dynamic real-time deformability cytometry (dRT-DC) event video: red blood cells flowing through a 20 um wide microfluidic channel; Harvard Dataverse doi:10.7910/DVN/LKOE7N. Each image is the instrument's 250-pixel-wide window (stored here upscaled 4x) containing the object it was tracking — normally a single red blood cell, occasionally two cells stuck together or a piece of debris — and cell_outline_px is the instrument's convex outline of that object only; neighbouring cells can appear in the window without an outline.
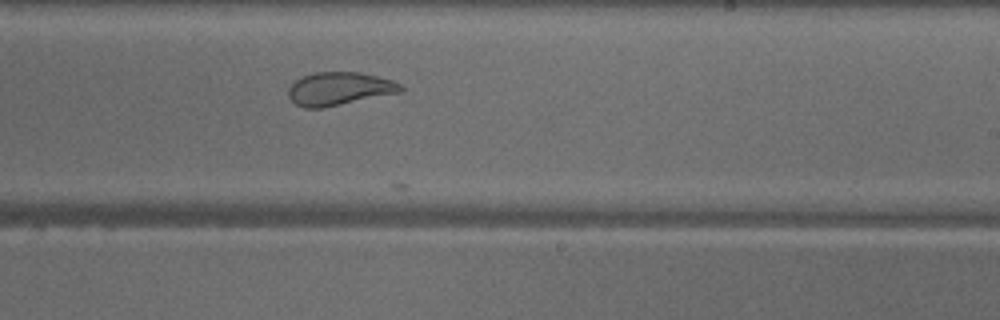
{"species": "common noctule bat (a hibernating species)", "species_latin": "Nyctalus noctula", "temperature_condition": "warm", "stored_images_in_passage": 34, "camera_frame_rate_fps": 3000, "um_per_image_px": 0.085, "animal": {"sex": "male", "body_mass_g": 18.8}, "frame": {"image": 1, "passage_image": 23, "time_ms": 7.333, "image_size_px": [1000, 320], "cell_outline_px": [[404, 92], [324, 108], [304, 108], [296, 104], [288, 96], [288, 88], [296, 80], [304, 76], [316, 72], [360, 72], [392, 80], [400, 84], [404, 88]], "centroid_in_image_um": [28.87, 7.55], "position_along_channel_um": 260.1, "area_um2": 21.85}}
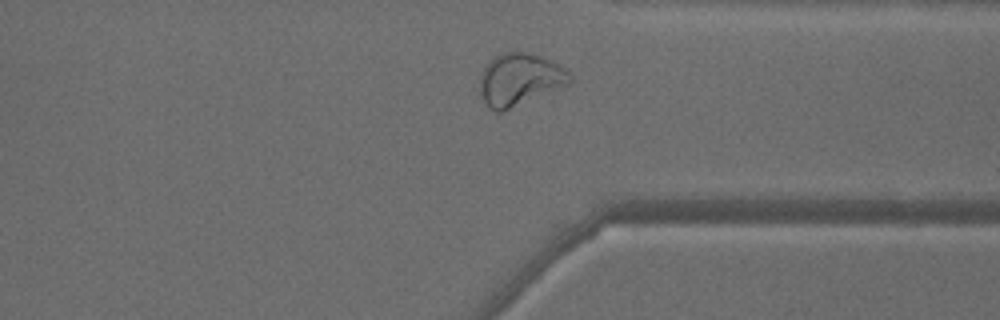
{"frame": {"image": 2, "passage_image": 31, "time_ms": 10.0, "image_size_px": [1000, 320], "cell_outline_px": [[572, 84], [500, 112], [496, 112], [488, 108], [480, 92], [480, 72], [484, 64], [492, 56], [504, 52], [528, 52], [540, 56], [564, 68], [572, 76]], "centroid_in_image_um": [44.15, 6.75], "position_along_channel_um": 367.3, "area_um2": 27.63}, "authors_computed_cell_mechanics": {"area_um2": 23.4668, "velocity_mm_per_s": 4.0132, "shape_relaxation_time_tau1_ms": 2.7453, "shape_relaxation_time_tau2_ms": null, "deformation_change_tau1": 0.3287, "deformation_change_tau2": null}}